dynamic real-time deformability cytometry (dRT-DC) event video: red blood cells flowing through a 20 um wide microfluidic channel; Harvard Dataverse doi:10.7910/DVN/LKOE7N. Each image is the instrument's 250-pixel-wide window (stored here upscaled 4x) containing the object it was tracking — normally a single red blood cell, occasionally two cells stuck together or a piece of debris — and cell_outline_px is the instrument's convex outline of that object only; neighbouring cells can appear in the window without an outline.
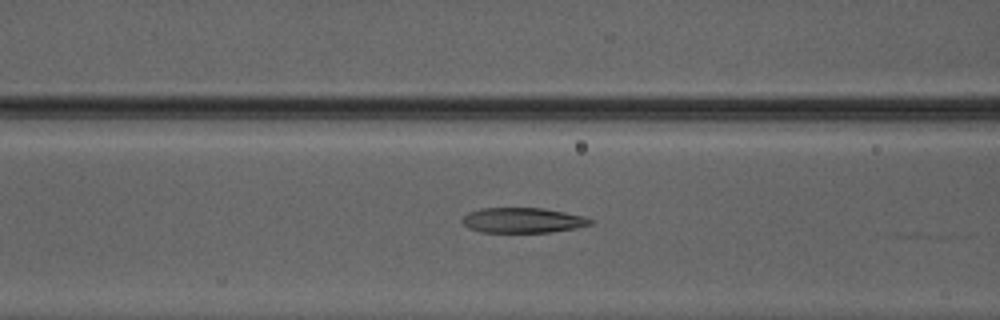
{"species": "Egyptian fruit bat (a non-hibernating species)", "species_latin": "Rousettus aegyptiacus", "temperature_condition": "warm", "stored_images_in_passage": 34, "camera_frame_rate_fps": 3000, "um_per_image_px": 0.085, "animal": {"sex": "male"}, "frame": {"image": 1, "passage_image": 8, "time_ms": 2.333, "image_size_px": [1000, 320], "cell_outline_px": [[596, 220], [592, 224], [576, 228], [548, 232], [480, 232], [468, 228], [460, 220], [468, 212], [480, 208], [544, 208], [584, 216]], "centroid_in_image_um": [44.44, 18.72], "position_along_channel_um": 122.2, "area_um2": 18.9}}
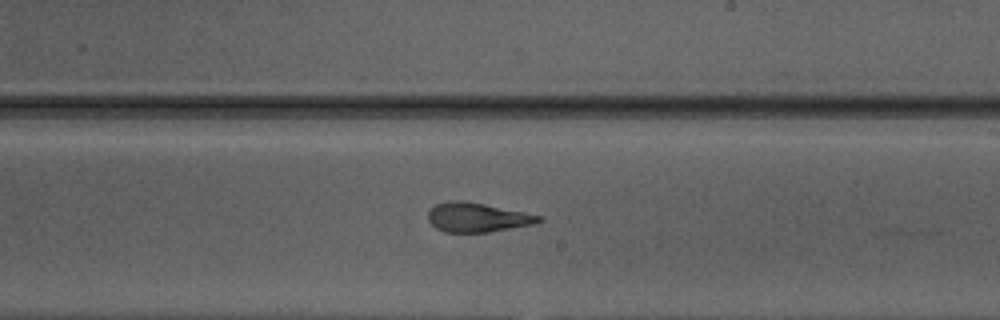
{"frame": {"image": 2, "passage_image": 17, "time_ms": 5.333, "image_size_px": [1000, 320], "cell_outline_px": [[544, 220], [532, 224], [488, 232], [444, 232], [436, 228], [428, 220], [428, 212], [436, 204], [448, 200], [464, 200], [544, 216]], "centroid_in_image_um": [40.56, 18.47], "position_along_channel_um": 248.4, "area_um2": 18.84}}
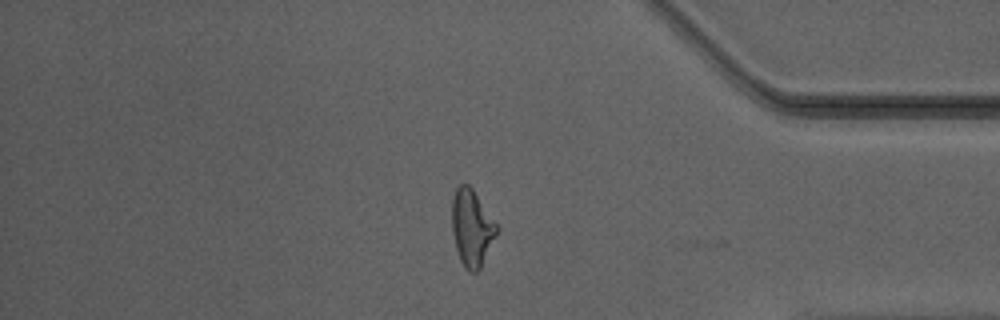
{"frame": {"image": 3, "passage_image": 29, "time_ms": 9.333, "image_size_px": [1000, 320], "cell_outline_px": [[496, 236], [480, 268], [476, 272], [472, 272], [464, 268], [460, 260], [456, 248], [452, 232], [452, 200], [456, 188], [460, 184], [468, 184], [472, 188], [496, 224]], "centroid_in_image_um": [40.07, 19.37], "position_along_channel_um": 395.1, "area_um2": 19.59}}